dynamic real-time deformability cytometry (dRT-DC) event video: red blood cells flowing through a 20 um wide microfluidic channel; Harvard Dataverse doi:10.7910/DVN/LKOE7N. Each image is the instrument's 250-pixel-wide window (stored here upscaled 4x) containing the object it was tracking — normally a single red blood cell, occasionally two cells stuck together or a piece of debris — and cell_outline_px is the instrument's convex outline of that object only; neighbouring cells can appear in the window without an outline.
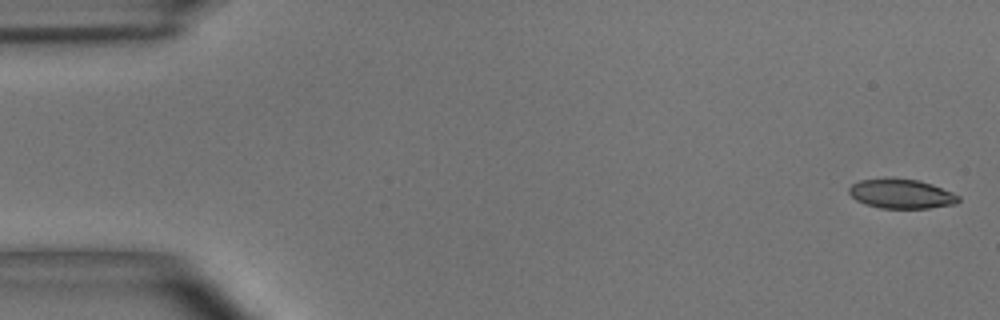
{"species": "common noctule bat (a hibernating species)", "species_latin": "Nyctalus noctula", "temperature_condition": "room temperature", "stored_images_in_passage": 5, "camera_frame_rate_fps": 3000, "um_per_image_px": 0.085, "animal": {"sex": "male", "body_mass_g": 15.6}, "frame": {"image": 1, "passage_image": 1, "time_ms": 0.0, "image_size_px": [1000, 320], "cell_outline_px": [[960, 200], [956, 204], [928, 208], [880, 208], [864, 204], [856, 200], [848, 192], [848, 188], [852, 184], [860, 180], [884, 176], [892, 176], [920, 180], [932, 184], [952, 192], [960, 196]], "centroid_in_image_um": [76.58, 16.44], "position_along_channel_um": 8.4, "area_um2": 19.36}}
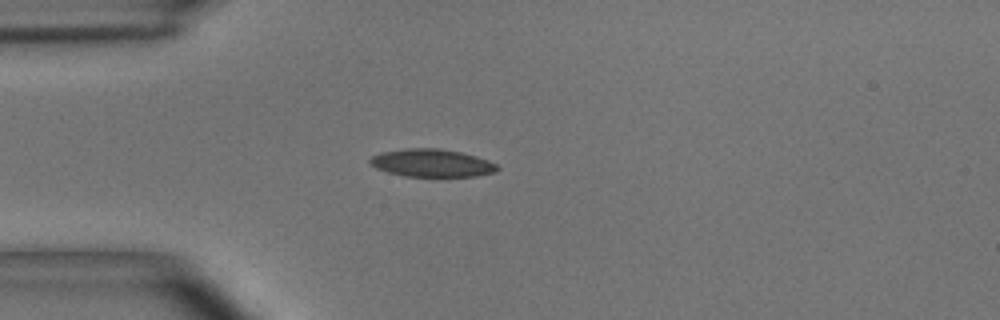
{"frame": {"image": 2, "passage_image": 4, "time_ms": 1.0, "image_size_px": [1000, 320], "cell_outline_px": [[500, 168], [496, 172], [476, 176], [404, 176], [388, 172], [376, 168], [368, 160], [372, 156], [380, 152], [408, 148], [440, 148], [460, 152], [476, 156], [488, 160], [496, 164]], "centroid_in_image_um": [36.72, 13.85], "position_along_channel_um": 48.3, "area_um2": 20.58}}